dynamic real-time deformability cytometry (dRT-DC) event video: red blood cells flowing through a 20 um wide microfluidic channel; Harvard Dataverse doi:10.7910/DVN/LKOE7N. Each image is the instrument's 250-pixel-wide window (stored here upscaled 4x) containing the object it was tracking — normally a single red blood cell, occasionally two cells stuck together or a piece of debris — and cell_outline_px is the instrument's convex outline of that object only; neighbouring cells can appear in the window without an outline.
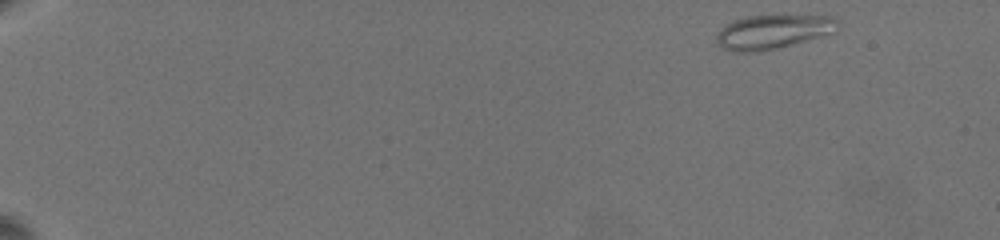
{"species": "common noctule bat (a hibernating species)", "species_latin": "Nyctalus noctula", "temperature_condition": "warm", "stored_images_in_passage": 48, "camera_frame_rate_fps": 3000, "um_per_image_px": 0.085, "animal": {"sex": "female", "body_mass_g": 19.5, "forearm_length_mm": 54.1}, "frame": {"image": 1, "passage_image": 1, "time_ms": 0.0, "image_size_px": [1000, 240], "cell_outline_px": [[840, 24], [832, 32], [820, 36], [792, 44], [776, 48], [756, 52], [736, 52], [720, 48], [716, 40], [716, 32], [728, 24], [744, 16], [836, 16], [840, 20]], "centroid_in_image_um": [65.67, 2.7], "position_along_channel_um": 19.3, "area_um2": 23.87}}
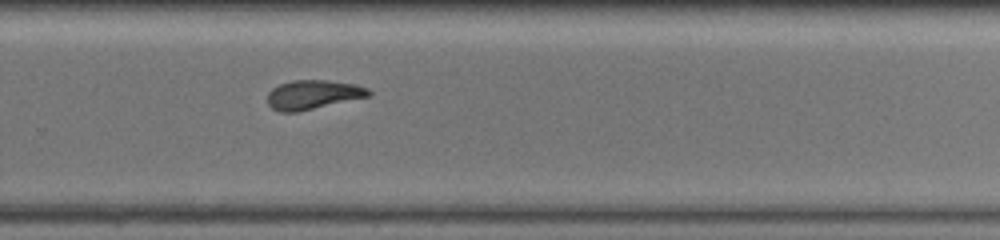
{"frame": {"image": 2, "passage_image": 32, "time_ms": 12.667, "image_size_px": [1000, 240], "cell_outline_px": [[372, 96], [296, 112], [280, 112], [272, 108], [268, 104], [268, 92], [272, 88], [280, 84], [292, 80], [328, 80], [356, 84], [368, 88], [372, 92]], "centroid_in_image_um": [26.64, 8.04], "position_along_channel_um": 303.2, "area_um2": 17.34}}
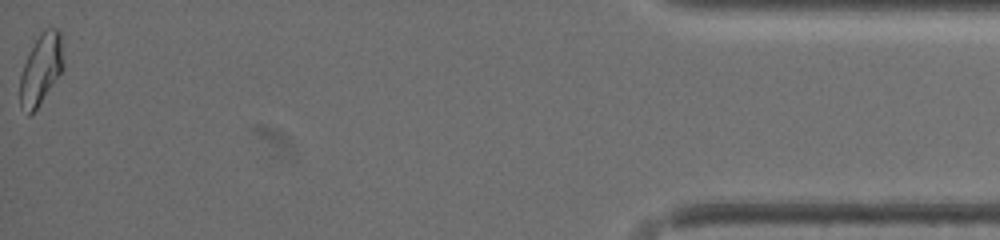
{"frame": {"image": 3, "passage_image": 48, "time_ms": 18.333, "image_size_px": [1000, 240], "cell_outline_px": [[64, 68], [36, 108], [28, 116], [20, 108], [20, 76], [28, 52], [36, 40], [48, 28], [56, 28], [60, 32], [64, 64]], "centroid_in_image_um": [3.47, 5.9], "position_along_channel_um": 431.7, "area_um2": 17.57}, "authors_computed_cell_mechanics": {"area_um2": 17.6001, "velocity_mm_per_s": 3.6065, "shape_relaxation_time_tau1_ms": 7.1362, "shape_relaxation_time_tau2_ms": 3.1905, "deformation_change_tau1": 0.2538, "deformation_change_tau2": 0.0969}}